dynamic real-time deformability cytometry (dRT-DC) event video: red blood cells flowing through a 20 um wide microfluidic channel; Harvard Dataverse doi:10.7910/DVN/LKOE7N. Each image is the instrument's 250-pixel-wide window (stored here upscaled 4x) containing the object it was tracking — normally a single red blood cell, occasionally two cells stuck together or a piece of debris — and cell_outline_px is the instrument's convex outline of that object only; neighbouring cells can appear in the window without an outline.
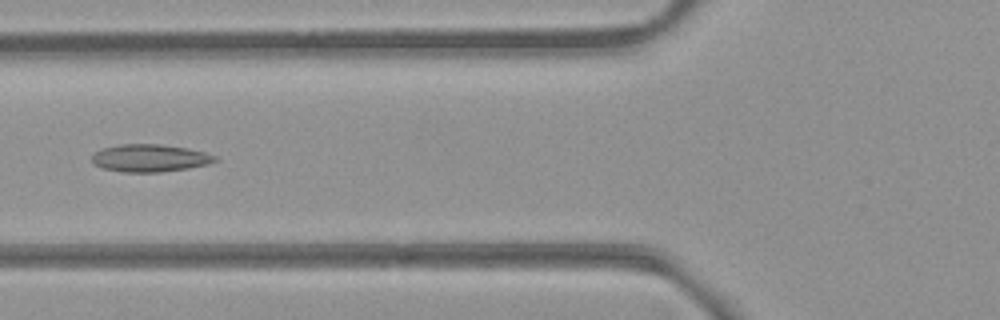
{"species": "common noctule bat (a hibernating species)", "species_latin": "Nyctalus noctula", "temperature_condition": "room temperature", "stored_images_in_passage": 33, "camera_frame_rate_fps": 3000, "um_per_image_px": 0.085, "animal": {"sex": "female", "body_mass_g": 21.9}, "frame": {"image": 1, "passage_image": 6, "time_ms": 1.667, "image_size_px": [1000, 320], "cell_outline_px": [[220, 160], [208, 164], [188, 168], [160, 172], [120, 172], [104, 168], [96, 164], [92, 160], [92, 152], [104, 148], [120, 144], [160, 144], [184, 148], [204, 152], [216, 156]], "centroid_in_image_um": [12.74, 13.44], "position_along_channel_um": 113.1, "area_um2": 19.65}}
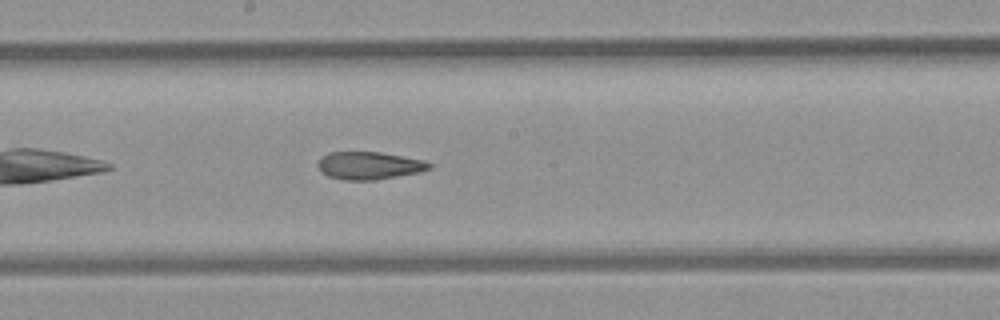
{"frame": {"image": 2, "passage_image": 14, "time_ms": 4.333, "image_size_px": [1000, 320], "cell_outline_px": [[432, 168], [416, 172], [372, 180], [344, 180], [328, 176], [316, 164], [320, 156], [328, 152], [380, 152], [424, 160], [432, 164]], "centroid_in_image_um": [31.34, 14.05], "position_along_channel_um": 216.9, "area_um2": 17.74}}
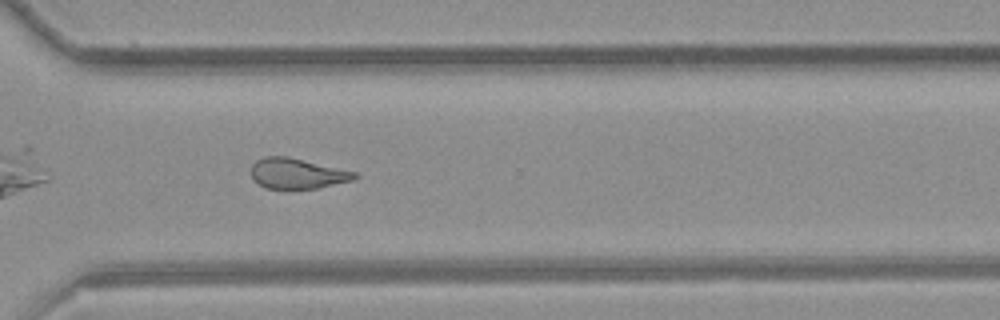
{"frame": {"image": 3, "passage_image": 24, "time_ms": 7.667, "image_size_px": [1000, 320], "cell_outline_px": [[360, 176], [352, 180], [316, 188], [264, 188], [252, 180], [252, 164], [256, 160], [264, 156], [288, 156], [356, 172]], "centroid_in_image_um": [25.23, 14.73], "position_along_channel_um": 345.4, "area_um2": 18.26}, "authors_computed_cell_mechanics": {"area_um2": 18.8428, "velocity_mm_per_s": 3.8807, "shape_relaxation_time_tau1_ms": null, "shape_relaxation_time_tau2_ms": 2.8803, "deformation_change_tau1": null, "deformation_change_tau2": 0.1129}}